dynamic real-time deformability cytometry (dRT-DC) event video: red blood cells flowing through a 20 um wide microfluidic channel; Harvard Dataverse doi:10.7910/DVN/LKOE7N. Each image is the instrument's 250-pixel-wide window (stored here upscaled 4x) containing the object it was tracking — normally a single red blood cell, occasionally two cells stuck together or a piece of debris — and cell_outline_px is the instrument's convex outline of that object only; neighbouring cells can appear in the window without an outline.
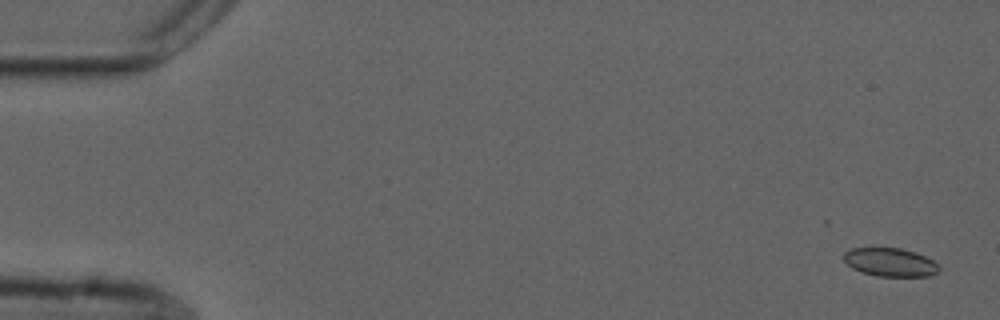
{"species": "common noctule bat (a hibernating species)", "species_latin": "Nyctalus noctula", "temperature_condition": "cold", "stored_images_in_passage": 38, "camera_frame_rate_fps": 3000, "um_per_image_px": 0.085, "animal": {"sex": "male", "forearm_length_mm": 52.5}, "frame": {"image": 1, "passage_image": 3, "time_ms": 0.667, "image_size_px": [1000, 320], "cell_outline_px": [[940, 272], [928, 276], [876, 276], [852, 268], [844, 260], [844, 252], [852, 248], [872, 244], [900, 248], [916, 252], [940, 264]], "centroid_in_image_um": [75.65, 22.23], "position_along_channel_um": 9.3, "area_um2": 16.47}}
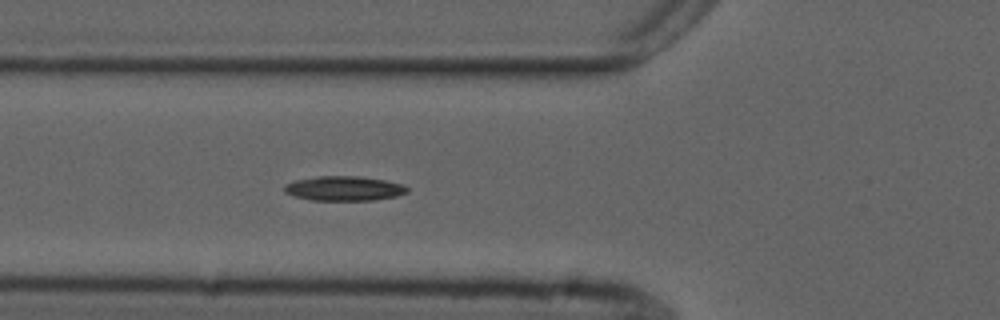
{"frame": {"image": 2, "passage_image": 21, "time_ms": 6.667, "image_size_px": [1000, 320], "cell_outline_px": [[408, 192], [396, 196], [372, 200], [312, 200], [292, 196], [284, 192], [284, 184], [296, 180], [320, 176], [360, 176], [384, 180], [404, 184], [408, 188]], "centroid_in_image_um": [29.23, 16.01], "position_along_channel_um": 96.6, "area_um2": 17.63}}
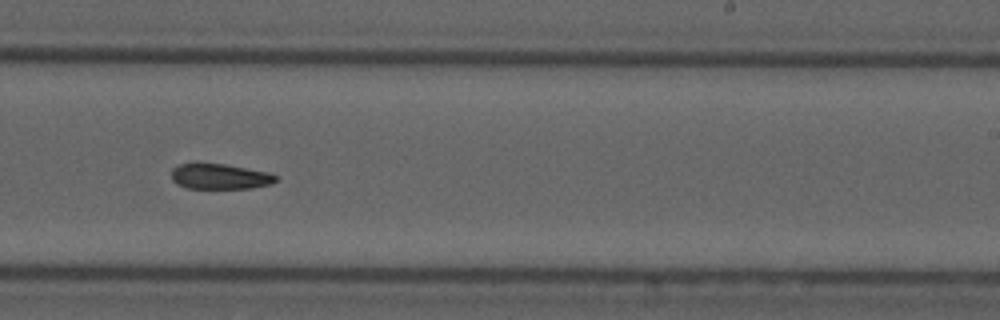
{"frame": {"image": 3, "passage_image": 35, "time_ms": 11.333, "image_size_px": [1000, 320], "cell_outline_px": [[276, 180], [272, 184], [252, 188], [184, 188], [176, 184], [172, 180], [172, 168], [176, 164], [192, 160], [196, 160], [224, 164], [268, 172], [276, 176]], "centroid_in_image_um": [18.57, 14.95], "position_along_channel_um": 270.4, "area_um2": 16.13}}